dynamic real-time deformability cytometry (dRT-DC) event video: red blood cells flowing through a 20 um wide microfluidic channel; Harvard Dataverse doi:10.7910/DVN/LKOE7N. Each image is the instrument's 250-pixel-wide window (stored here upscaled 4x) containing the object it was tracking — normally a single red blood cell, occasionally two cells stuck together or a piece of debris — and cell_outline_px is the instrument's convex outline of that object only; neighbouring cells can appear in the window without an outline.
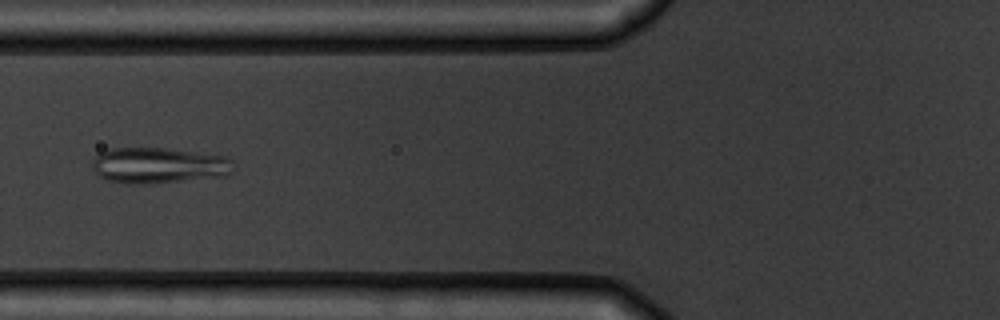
{"species": "common noctule bat (a hibernating species)", "species_latin": "Nyctalus noctula", "temperature_condition": "warm", "stored_images_in_passage": 3, "camera_frame_rate_fps": 3000, "um_per_image_px": 0.085, "animal": {"sex": "male", "body_mass_g": 19.5, "forearm_length_mm": 54.6}, "frame": {"image": 1, "passage_image": 3, "time_ms": 2.333, "image_size_px": [1000, 320], "cell_outline_px": [[236, 168], [228, 176], [152, 184], [128, 184], [108, 180], [100, 176], [92, 168], [92, 160], [100, 152], [112, 148], [164, 148], [228, 156], [232, 160]], "centroid_in_image_um": [13.55, 14.07], "position_along_channel_um": 112.3, "area_um2": 30.0}}